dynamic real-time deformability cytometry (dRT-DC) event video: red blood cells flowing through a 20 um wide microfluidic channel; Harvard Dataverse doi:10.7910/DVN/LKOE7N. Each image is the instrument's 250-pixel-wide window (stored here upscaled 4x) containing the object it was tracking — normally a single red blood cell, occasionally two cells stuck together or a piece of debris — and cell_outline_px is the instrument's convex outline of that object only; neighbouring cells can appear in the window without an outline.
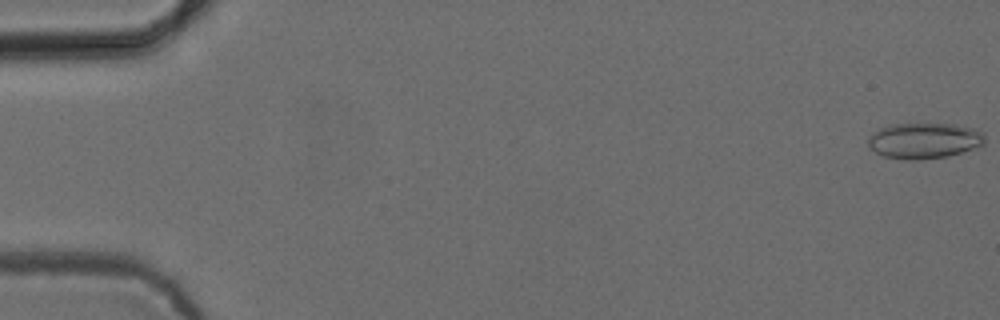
{"species": "common noctule bat (a hibernating species)", "species_latin": "Nyctalus noctula", "temperature_condition": "cold", "stored_images_in_passage": 53, "camera_frame_rate_fps": 3000, "um_per_image_px": 0.085, "animal": {"sex": "female", "body_mass_g": 24.6, "forearm_length_mm": 56.2}, "frame": {"image": 1, "passage_image": 1, "time_ms": 0.0, "image_size_px": [1000, 320], "cell_outline_px": [[984, 144], [948, 156], [920, 160], [904, 160], [884, 156], [868, 148], [868, 136], [880, 128], [892, 124], [956, 124], [976, 128], [984, 132]], "centroid_in_image_um": [78.54, 11.95], "position_along_channel_um": 6.5, "area_um2": 24.45}}
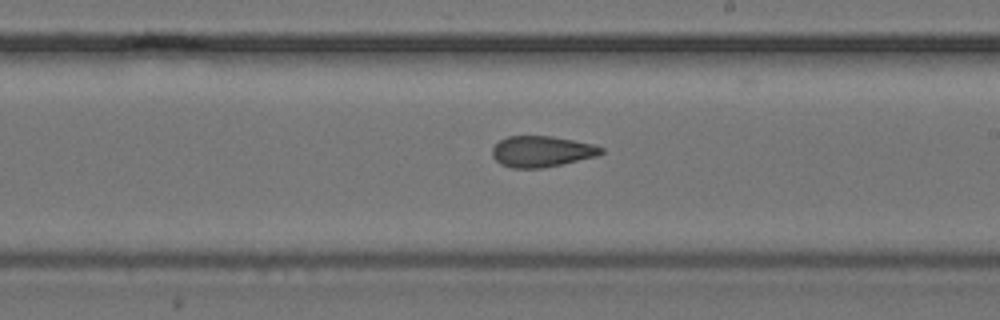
{"frame": {"image": 2, "passage_image": 31, "time_ms": 10.0, "image_size_px": [1000, 320], "cell_outline_px": [[604, 152], [596, 156], [544, 168], [512, 168], [500, 164], [492, 156], [492, 148], [500, 140], [508, 136], [552, 136], [596, 144], [604, 148]], "centroid_in_image_um": [46.05, 12.87], "position_along_channel_um": 242.9, "area_um2": 19.77}}
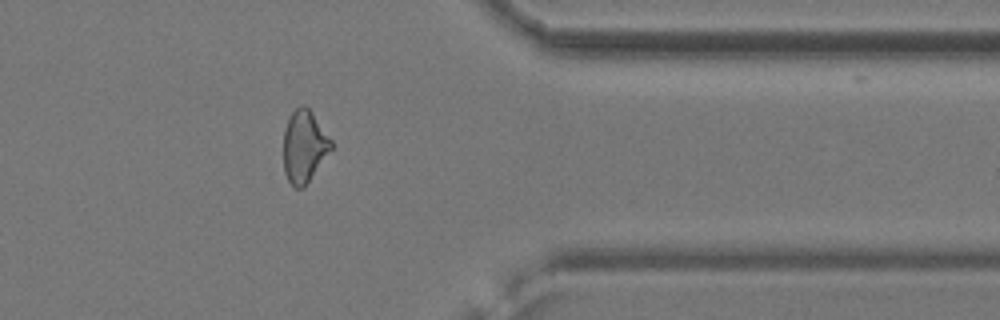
{"frame": {"image": 3, "passage_image": 43, "time_ms": 14.0, "image_size_px": [1000, 320], "cell_outline_px": [[332, 148], [304, 188], [296, 188], [288, 180], [284, 172], [284, 128], [288, 116], [296, 108], [304, 104], [312, 112], [332, 140]], "centroid_in_image_um": [25.84, 12.43], "position_along_channel_um": 385.6, "area_um2": 20.0}, "authors_computed_cell_mechanics": {"area_um2": 21.5016, "velocity_mm_per_s": 3.9196, "shape_relaxation_time_tau1_ms": null, "shape_relaxation_time_tau2_ms": 2.313, "deformation_change_tau1": null, "deformation_change_tau2": 0.0869}}